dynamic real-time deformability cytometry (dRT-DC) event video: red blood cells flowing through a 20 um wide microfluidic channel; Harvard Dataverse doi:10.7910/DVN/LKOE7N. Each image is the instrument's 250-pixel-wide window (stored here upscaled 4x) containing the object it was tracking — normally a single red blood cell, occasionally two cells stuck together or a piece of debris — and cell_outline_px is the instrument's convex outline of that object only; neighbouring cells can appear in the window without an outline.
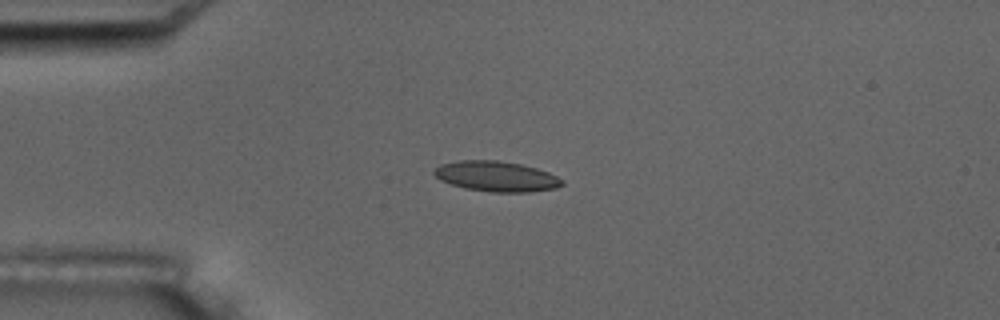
{"species": "common noctule bat (a hibernating species)", "species_latin": "Nyctalus noctula", "temperature_condition": "room temperature", "stored_images_in_passage": 5, "camera_frame_rate_fps": 3000, "um_per_image_px": 0.085, "animal": {"sex": "male", "body_mass_g": 17.5, "forearm_length_mm": 52.3}, "frame": {"image": 1, "passage_image": 4, "time_ms": 4.333, "image_size_px": [1000, 320], "cell_outline_px": [[564, 184], [556, 188], [532, 192], [492, 192], [464, 188], [440, 180], [432, 172], [440, 164], [460, 160], [496, 160], [520, 164], [536, 168], [548, 172], [564, 180]], "centroid_in_image_um": [42.2, 14.99], "position_along_channel_um": 42.8, "area_um2": 22.6}}